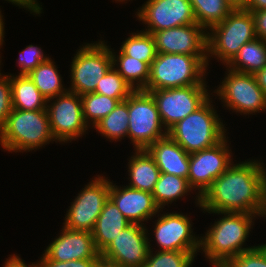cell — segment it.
<instances>
[{"label":"cell","instance_id":"obj_1","mask_svg":"<svg viewBox=\"0 0 266 267\" xmlns=\"http://www.w3.org/2000/svg\"><path fill=\"white\" fill-rule=\"evenodd\" d=\"M234 162L200 198L205 212L256 214L264 211L266 168L263 161Z\"/></svg>","mask_w":266,"mask_h":267},{"label":"cell","instance_id":"obj_2","mask_svg":"<svg viewBox=\"0 0 266 267\" xmlns=\"http://www.w3.org/2000/svg\"><path fill=\"white\" fill-rule=\"evenodd\" d=\"M224 215L215 221L205 235L200 236V250L212 267H223L231 258L256 246L243 247L249 237L256 214L208 212Z\"/></svg>","mask_w":266,"mask_h":267},{"label":"cell","instance_id":"obj_3","mask_svg":"<svg viewBox=\"0 0 266 267\" xmlns=\"http://www.w3.org/2000/svg\"><path fill=\"white\" fill-rule=\"evenodd\" d=\"M54 139L46 110L14 109L0 127V145L9 152H30Z\"/></svg>","mask_w":266,"mask_h":267},{"label":"cell","instance_id":"obj_4","mask_svg":"<svg viewBox=\"0 0 266 267\" xmlns=\"http://www.w3.org/2000/svg\"><path fill=\"white\" fill-rule=\"evenodd\" d=\"M207 56L157 53L150 65L146 92L158 89L206 85Z\"/></svg>","mask_w":266,"mask_h":267},{"label":"cell","instance_id":"obj_5","mask_svg":"<svg viewBox=\"0 0 266 267\" xmlns=\"http://www.w3.org/2000/svg\"><path fill=\"white\" fill-rule=\"evenodd\" d=\"M211 103L212 98H209L167 131V135L189 154L212 147L226 137L225 124Z\"/></svg>","mask_w":266,"mask_h":267},{"label":"cell","instance_id":"obj_6","mask_svg":"<svg viewBox=\"0 0 266 267\" xmlns=\"http://www.w3.org/2000/svg\"><path fill=\"white\" fill-rule=\"evenodd\" d=\"M209 30L211 32L207 33V66L209 57L213 56L227 65L244 44L257 38L253 14L245 9H233L222 22Z\"/></svg>","mask_w":266,"mask_h":267},{"label":"cell","instance_id":"obj_7","mask_svg":"<svg viewBox=\"0 0 266 267\" xmlns=\"http://www.w3.org/2000/svg\"><path fill=\"white\" fill-rule=\"evenodd\" d=\"M127 137L134 150H147L156 140L167 136L154 98L149 92L135 90L128 97Z\"/></svg>","mask_w":266,"mask_h":267},{"label":"cell","instance_id":"obj_8","mask_svg":"<svg viewBox=\"0 0 266 267\" xmlns=\"http://www.w3.org/2000/svg\"><path fill=\"white\" fill-rule=\"evenodd\" d=\"M82 46L71 62V87L68 88V91L79 96L93 93L97 83L112 67L111 51L107 43L100 40Z\"/></svg>","mask_w":266,"mask_h":267},{"label":"cell","instance_id":"obj_9","mask_svg":"<svg viewBox=\"0 0 266 267\" xmlns=\"http://www.w3.org/2000/svg\"><path fill=\"white\" fill-rule=\"evenodd\" d=\"M219 87L213 92L223 105L241 115L266 110V95L258 86L253 74L240 73L229 68ZM256 112V113H255Z\"/></svg>","mask_w":266,"mask_h":267},{"label":"cell","instance_id":"obj_10","mask_svg":"<svg viewBox=\"0 0 266 267\" xmlns=\"http://www.w3.org/2000/svg\"><path fill=\"white\" fill-rule=\"evenodd\" d=\"M46 111L52 135L60 143L76 140L90 128L85 122L82 100L77 93L67 91L48 99Z\"/></svg>","mask_w":266,"mask_h":267},{"label":"cell","instance_id":"obj_11","mask_svg":"<svg viewBox=\"0 0 266 267\" xmlns=\"http://www.w3.org/2000/svg\"><path fill=\"white\" fill-rule=\"evenodd\" d=\"M108 177L99 176L93 178L89 184L80 190L78 196L71 202L67 209L65 228L72 230L92 232L97 218L100 215L105 202L109 199L110 180Z\"/></svg>","mask_w":266,"mask_h":267},{"label":"cell","instance_id":"obj_12","mask_svg":"<svg viewBox=\"0 0 266 267\" xmlns=\"http://www.w3.org/2000/svg\"><path fill=\"white\" fill-rule=\"evenodd\" d=\"M207 85L151 90L165 130L200 108L209 98Z\"/></svg>","mask_w":266,"mask_h":267},{"label":"cell","instance_id":"obj_13","mask_svg":"<svg viewBox=\"0 0 266 267\" xmlns=\"http://www.w3.org/2000/svg\"><path fill=\"white\" fill-rule=\"evenodd\" d=\"M228 137L216 145L190 154L188 182L196 195V205L200 207V198L233 163L228 145Z\"/></svg>","mask_w":266,"mask_h":267},{"label":"cell","instance_id":"obj_14","mask_svg":"<svg viewBox=\"0 0 266 267\" xmlns=\"http://www.w3.org/2000/svg\"><path fill=\"white\" fill-rule=\"evenodd\" d=\"M139 9L136 17L150 34L197 23L189 0H147Z\"/></svg>","mask_w":266,"mask_h":267},{"label":"cell","instance_id":"obj_15","mask_svg":"<svg viewBox=\"0 0 266 267\" xmlns=\"http://www.w3.org/2000/svg\"><path fill=\"white\" fill-rule=\"evenodd\" d=\"M144 225L131 223L100 253L123 267H142L150 250V238Z\"/></svg>","mask_w":266,"mask_h":267},{"label":"cell","instance_id":"obj_16","mask_svg":"<svg viewBox=\"0 0 266 267\" xmlns=\"http://www.w3.org/2000/svg\"><path fill=\"white\" fill-rule=\"evenodd\" d=\"M160 215V217H159ZM154 233L158 251H199L200 237L193 235L192 220L181 213L157 215Z\"/></svg>","mask_w":266,"mask_h":267},{"label":"cell","instance_id":"obj_17","mask_svg":"<svg viewBox=\"0 0 266 267\" xmlns=\"http://www.w3.org/2000/svg\"><path fill=\"white\" fill-rule=\"evenodd\" d=\"M207 30L195 23L154 32L156 52L207 56Z\"/></svg>","mask_w":266,"mask_h":267},{"label":"cell","instance_id":"obj_18","mask_svg":"<svg viewBox=\"0 0 266 267\" xmlns=\"http://www.w3.org/2000/svg\"><path fill=\"white\" fill-rule=\"evenodd\" d=\"M44 254L50 260L60 262L97 259L100 256L95 247L92 232L72 230L64 226L60 235L44 250Z\"/></svg>","mask_w":266,"mask_h":267},{"label":"cell","instance_id":"obj_19","mask_svg":"<svg viewBox=\"0 0 266 267\" xmlns=\"http://www.w3.org/2000/svg\"><path fill=\"white\" fill-rule=\"evenodd\" d=\"M109 198L123 215L135 224L146 225L143 223L144 221H148L162 211L156 205L152 193L128 186L113 185L111 181Z\"/></svg>","mask_w":266,"mask_h":267},{"label":"cell","instance_id":"obj_20","mask_svg":"<svg viewBox=\"0 0 266 267\" xmlns=\"http://www.w3.org/2000/svg\"><path fill=\"white\" fill-rule=\"evenodd\" d=\"M160 173L188 179L190 154L168 135L156 140L148 149Z\"/></svg>","mask_w":266,"mask_h":267},{"label":"cell","instance_id":"obj_21","mask_svg":"<svg viewBox=\"0 0 266 267\" xmlns=\"http://www.w3.org/2000/svg\"><path fill=\"white\" fill-rule=\"evenodd\" d=\"M131 222L117 208L116 204L109 198L97 218L92 231L95 247L101 253L114 240L121 230L125 229Z\"/></svg>","mask_w":266,"mask_h":267},{"label":"cell","instance_id":"obj_22","mask_svg":"<svg viewBox=\"0 0 266 267\" xmlns=\"http://www.w3.org/2000/svg\"><path fill=\"white\" fill-rule=\"evenodd\" d=\"M128 162L130 188L152 193L158 181L160 170L147 150H135Z\"/></svg>","mask_w":266,"mask_h":267},{"label":"cell","instance_id":"obj_23","mask_svg":"<svg viewBox=\"0 0 266 267\" xmlns=\"http://www.w3.org/2000/svg\"><path fill=\"white\" fill-rule=\"evenodd\" d=\"M12 105L14 109L46 110L47 99L40 93L28 75L10 74Z\"/></svg>","mask_w":266,"mask_h":267},{"label":"cell","instance_id":"obj_24","mask_svg":"<svg viewBox=\"0 0 266 267\" xmlns=\"http://www.w3.org/2000/svg\"><path fill=\"white\" fill-rule=\"evenodd\" d=\"M265 66L266 41L255 38L244 44L225 67L236 72L254 75Z\"/></svg>","mask_w":266,"mask_h":267},{"label":"cell","instance_id":"obj_25","mask_svg":"<svg viewBox=\"0 0 266 267\" xmlns=\"http://www.w3.org/2000/svg\"><path fill=\"white\" fill-rule=\"evenodd\" d=\"M54 63L48 57L28 74L29 78L47 100L68 91V88L63 87L62 77Z\"/></svg>","mask_w":266,"mask_h":267},{"label":"cell","instance_id":"obj_26","mask_svg":"<svg viewBox=\"0 0 266 267\" xmlns=\"http://www.w3.org/2000/svg\"><path fill=\"white\" fill-rule=\"evenodd\" d=\"M110 51L112 66L134 90H143L148 83L150 66L146 62L125 55L121 50L119 55H115L111 48Z\"/></svg>","mask_w":266,"mask_h":267},{"label":"cell","instance_id":"obj_27","mask_svg":"<svg viewBox=\"0 0 266 267\" xmlns=\"http://www.w3.org/2000/svg\"><path fill=\"white\" fill-rule=\"evenodd\" d=\"M188 179L178 177L168 173H160L158 181L152 192L156 205L163 208L184 197L188 192H192Z\"/></svg>","mask_w":266,"mask_h":267},{"label":"cell","instance_id":"obj_28","mask_svg":"<svg viewBox=\"0 0 266 267\" xmlns=\"http://www.w3.org/2000/svg\"><path fill=\"white\" fill-rule=\"evenodd\" d=\"M129 124L128 98L119 102L114 110L94 126L107 139L118 141L127 137Z\"/></svg>","mask_w":266,"mask_h":267},{"label":"cell","instance_id":"obj_29","mask_svg":"<svg viewBox=\"0 0 266 267\" xmlns=\"http://www.w3.org/2000/svg\"><path fill=\"white\" fill-rule=\"evenodd\" d=\"M197 24L207 31L222 22L233 10L225 0H189Z\"/></svg>","mask_w":266,"mask_h":267},{"label":"cell","instance_id":"obj_30","mask_svg":"<svg viewBox=\"0 0 266 267\" xmlns=\"http://www.w3.org/2000/svg\"><path fill=\"white\" fill-rule=\"evenodd\" d=\"M138 32L131 33L122 43L120 50L125 55L146 62L150 66L157 55L153 36L142 30Z\"/></svg>","mask_w":266,"mask_h":267},{"label":"cell","instance_id":"obj_31","mask_svg":"<svg viewBox=\"0 0 266 267\" xmlns=\"http://www.w3.org/2000/svg\"><path fill=\"white\" fill-rule=\"evenodd\" d=\"M80 97L85 122L87 125L92 123V127L102 118L110 114L119 103L117 99L94 92L84 94Z\"/></svg>","mask_w":266,"mask_h":267},{"label":"cell","instance_id":"obj_32","mask_svg":"<svg viewBox=\"0 0 266 267\" xmlns=\"http://www.w3.org/2000/svg\"><path fill=\"white\" fill-rule=\"evenodd\" d=\"M134 91L132 86L112 66L97 83L94 93L105 95L122 102Z\"/></svg>","mask_w":266,"mask_h":267},{"label":"cell","instance_id":"obj_33","mask_svg":"<svg viewBox=\"0 0 266 267\" xmlns=\"http://www.w3.org/2000/svg\"><path fill=\"white\" fill-rule=\"evenodd\" d=\"M152 250V251H151ZM197 252L201 251H155L149 250L142 267H191Z\"/></svg>","mask_w":266,"mask_h":267},{"label":"cell","instance_id":"obj_34","mask_svg":"<svg viewBox=\"0 0 266 267\" xmlns=\"http://www.w3.org/2000/svg\"><path fill=\"white\" fill-rule=\"evenodd\" d=\"M48 56L44 55L42 48L34 45H28L19 52L18 66L20 67L19 75H28L41 62L45 61Z\"/></svg>","mask_w":266,"mask_h":267},{"label":"cell","instance_id":"obj_35","mask_svg":"<svg viewBox=\"0 0 266 267\" xmlns=\"http://www.w3.org/2000/svg\"><path fill=\"white\" fill-rule=\"evenodd\" d=\"M223 267H266V259L255 247L234 256Z\"/></svg>","mask_w":266,"mask_h":267},{"label":"cell","instance_id":"obj_36","mask_svg":"<svg viewBox=\"0 0 266 267\" xmlns=\"http://www.w3.org/2000/svg\"><path fill=\"white\" fill-rule=\"evenodd\" d=\"M13 110L10 75L0 73V127Z\"/></svg>","mask_w":266,"mask_h":267},{"label":"cell","instance_id":"obj_37","mask_svg":"<svg viewBox=\"0 0 266 267\" xmlns=\"http://www.w3.org/2000/svg\"><path fill=\"white\" fill-rule=\"evenodd\" d=\"M40 267H93L97 259H80L66 262L50 260L45 254L40 258Z\"/></svg>","mask_w":266,"mask_h":267},{"label":"cell","instance_id":"obj_38","mask_svg":"<svg viewBox=\"0 0 266 267\" xmlns=\"http://www.w3.org/2000/svg\"><path fill=\"white\" fill-rule=\"evenodd\" d=\"M252 14L256 37L266 41V10L253 11Z\"/></svg>","mask_w":266,"mask_h":267},{"label":"cell","instance_id":"obj_39","mask_svg":"<svg viewBox=\"0 0 266 267\" xmlns=\"http://www.w3.org/2000/svg\"><path fill=\"white\" fill-rule=\"evenodd\" d=\"M7 2H11L21 8H26V10L30 11V13H34L33 15L39 14L42 12V5H39L37 0H5Z\"/></svg>","mask_w":266,"mask_h":267},{"label":"cell","instance_id":"obj_40","mask_svg":"<svg viewBox=\"0 0 266 267\" xmlns=\"http://www.w3.org/2000/svg\"><path fill=\"white\" fill-rule=\"evenodd\" d=\"M8 258L9 259H6L4 262L5 264L3 267H40V261L36 264L34 262V264L32 263L31 265H27L17 254L10 255Z\"/></svg>","mask_w":266,"mask_h":267},{"label":"cell","instance_id":"obj_41","mask_svg":"<svg viewBox=\"0 0 266 267\" xmlns=\"http://www.w3.org/2000/svg\"><path fill=\"white\" fill-rule=\"evenodd\" d=\"M243 9L250 12L266 10V0H246V4Z\"/></svg>","mask_w":266,"mask_h":267},{"label":"cell","instance_id":"obj_42","mask_svg":"<svg viewBox=\"0 0 266 267\" xmlns=\"http://www.w3.org/2000/svg\"><path fill=\"white\" fill-rule=\"evenodd\" d=\"M258 86L266 95V66L254 74Z\"/></svg>","mask_w":266,"mask_h":267},{"label":"cell","instance_id":"obj_43","mask_svg":"<svg viewBox=\"0 0 266 267\" xmlns=\"http://www.w3.org/2000/svg\"><path fill=\"white\" fill-rule=\"evenodd\" d=\"M93 267H123L121 264L110 261L102 256H99Z\"/></svg>","mask_w":266,"mask_h":267},{"label":"cell","instance_id":"obj_44","mask_svg":"<svg viewBox=\"0 0 266 267\" xmlns=\"http://www.w3.org/2000/svg\"><path fill=\"white\" fill-rule=\"evenodd\" d=\"M233 9H243L246 0H225Z\"/></svg>","mask_w":266,"mask_h":267},{"label":"cell","instance_id":"obj_45","mask_svg":"<svg viewBox=\"0 0 266 267\" xmlns=\"http://www.w3.org/2000/svg\"><path fill=\"white\" fill-rule=\"evenodd\" d=\"M3 15L0 11V47L4 44V22H3Z\"/></svg>","mask_w":266,"mask_h":267},{"label":"cell","instance_id":"obj_46","mask_svg":"<svg viewBox=\"0 0 266 267\" xmlns=\"http://www.w3.org/2000/svg\"><path fill=\"white\" fill-rule=\"evenodd\" d=\"M256 248L262 253L264 258L266 259V243L256 246Z\"/></svg>","mask_w":266,"mask_h":267},{"label":"cell","instance_id":"obj_47","mask_svg":"<svg viewBox=\"0 0 266 267\" xmlns=\"http://www.w3.org/2000/svg\"><path fill=\"white\" fill-rule=\"evenodd\" d=\"M261 217H266V186H265V198H264V211Z\"/></svg>","mask_w":266,"mask_h":267},{"label":"cell","instance_id":"obj_48","mask_svg":"<svg viewBox=\"0 0 266 267\" xmlns=\"http://www.w3.org/2000/svg\"><path fill=\"white\" fill-rule=\"evenodd\" d=\"M116 2H124V1H127V0H115Z\"/></svg>","mask_w":266,"mask_h":267}]
</instances>
